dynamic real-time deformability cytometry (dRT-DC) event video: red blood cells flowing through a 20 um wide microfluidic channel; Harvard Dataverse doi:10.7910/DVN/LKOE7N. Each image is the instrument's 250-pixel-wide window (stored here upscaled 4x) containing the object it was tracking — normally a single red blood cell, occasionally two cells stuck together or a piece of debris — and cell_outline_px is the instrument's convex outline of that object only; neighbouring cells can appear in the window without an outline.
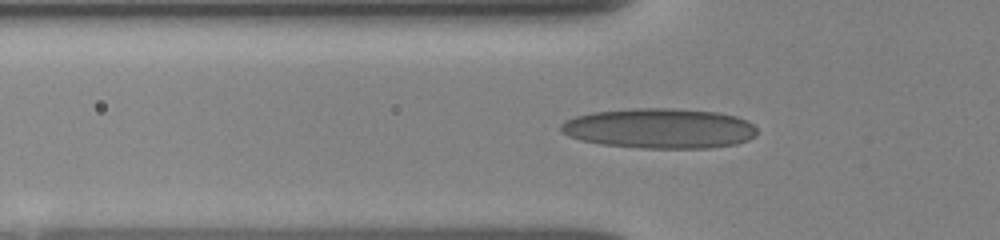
{"species": "human", "species_latin": "Homo sapiens", "temperature_condition": "room temperature", "stored_images_in_passage": 32, "camera_frame_rate_fps": 3000, "um_per_image_px": 0.085, "donor": {"sex": "female"}, "frame": {"image": 1, "passage_image": 4, "time_ms": 1.0, "image_size_px": [1000, 240], "cell_outline_px": [[756, 136], [748, 140], [736, 144], [708, 148], [640, 148], [604, 144], [580, 140], [568, 136], [560, 132], [560, 124], [564, 120], [576, 116], [592, 112], [636, 108], [672, 108], [720, 112], [736, 116], [748, 120], [756, 128]], "centroid_in_image_um": [56.07, 10.91], "position_along_channel_um": 69.7, "area_um2": 46.12}}
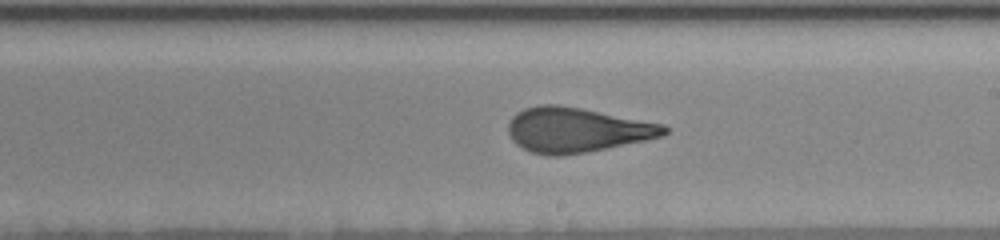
{"frame": {"image": 2, "passage_image": 17, "time_ms": 5.333, "image_size_px": [1000, 240], "cell_outline_px": [[668, 132], [660, 136], [644, 140], [584, 152], [560, 156], [548, 156], [532, 152], [516, 144], [512, 140], [508, 132], [508, 124], [512, 116], [516, 112], [524, 108], [540, 104], [556, 104], [580, 108], [664, 124], [668, 128]], "centroid_in_image_um": [48.96, 11.03], "position_along_channel_um": 240.0, "area_um2": 40.34}}
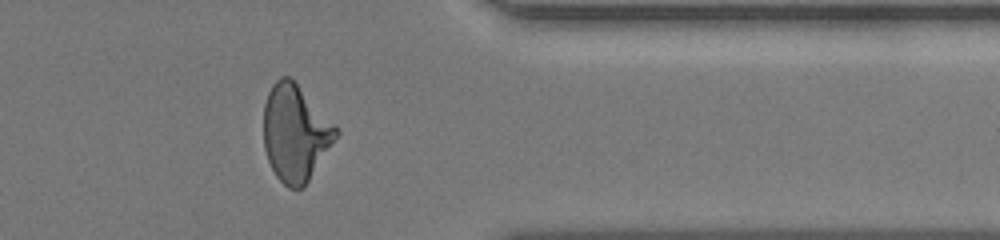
{"frame": {"image": 3, "passage_image": 29, "time_ms": 9.333, "image_size_px": [1000, 240], "cell_outline_px": [[340, 132], [304, 188], [288, 188], [276, 176], [268, 160], [264, 148], [264, 104], [268, 92], [272, 84], [280, 76], [288, 76], [340, 128]], "centroid_in_image_um": [25.11, 11.32], "position_along_channel_um": 386.3, "area_um2": 40.58}, "authors_computed_cell_mechanics": {"area_um2": 40.46, "velocity_mm_per_s": 3.9199, "shape_relaxation_time_tau1_ms": 9.991, "shape_relaxation_time_tau2_ms": 1.1018, "deformation_change_tau1": 0.2891, "deformation_change_tau2": 0.0965}}